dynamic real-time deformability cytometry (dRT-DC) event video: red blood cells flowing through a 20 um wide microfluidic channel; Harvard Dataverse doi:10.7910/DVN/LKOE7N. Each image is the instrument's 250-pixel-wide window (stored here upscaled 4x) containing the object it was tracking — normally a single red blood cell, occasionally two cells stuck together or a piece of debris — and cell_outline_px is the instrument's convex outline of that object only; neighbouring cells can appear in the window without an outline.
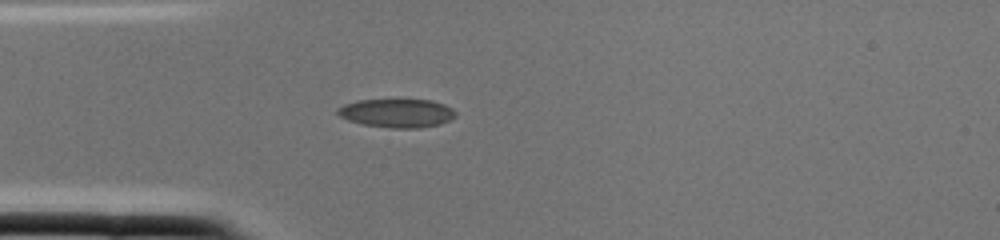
{"species": "common noctule bat (a hibernating species)", "species_latin": "Nyctalus noctula", "temperature_condition": "cold", "stored_images_in_passage": 2, "camera_frame_rate_fps": 3000, "um_per_image_px": 0.085, "animal": {"sex": "female", "body_mass_g": 22.0, "forearm_length_mm": 56.7}, "frame": {"image": 1, "passage_image": 2, "time_ms": 0.333, "image_size_px": [1000, 240], "cell_outline_px": [[456, 116], [440, 124], [420, 128], [392, 128], [360, 124], [348, 120], [340, 116], [336, 112], [336, 108], [344, 104], [356, 100], [432, 100], [444, 104], [452, 108], [456, 112]], "centroid_in_image_um": [33.72, 9.61], "position_along_channel_um": 51.3, "area_um2": 19.77}}